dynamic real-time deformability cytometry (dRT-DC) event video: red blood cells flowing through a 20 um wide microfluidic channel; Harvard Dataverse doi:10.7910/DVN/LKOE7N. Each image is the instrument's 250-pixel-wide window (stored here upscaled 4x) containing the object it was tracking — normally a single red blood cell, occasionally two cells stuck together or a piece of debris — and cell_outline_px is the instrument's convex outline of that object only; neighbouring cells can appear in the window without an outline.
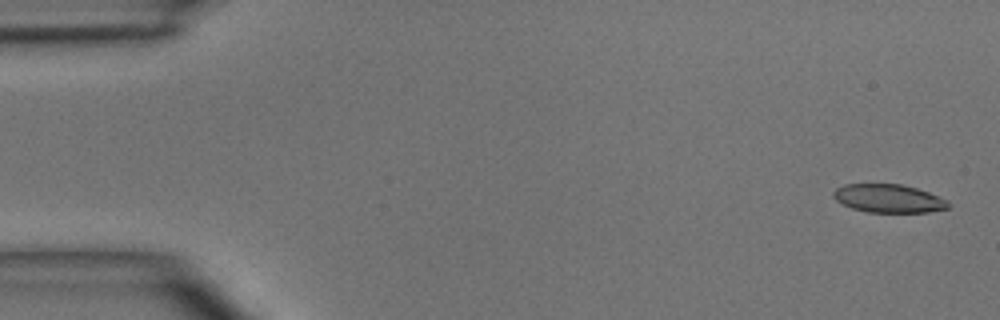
{"species": "common noctule bat (a hibernating species)", "species_latin": "Nyctalus noctula", "temperature_condition": "room temperature", "stored_images_in_passage": 6, "camera_frame_rate_fps": 3000, "um_per_image_px": 0.085, "animal": {"sex": "male", "body_mass_g": 15.6}, "frame": {"image": 1, "passage_image": 1, "time_ms": 0.0, "image_size_px": [1000, 320], "cell_outline_px": [[948, 208], [928, 212], [868, 212], [852, 208], [836, 200], [832, 196], [832, 192], [836, 188], [844, 184], [900, 184], [916, 188], [928, 192], [948, 200]], "centroid_in_image_um": [75.51, 16.86], "position_along_channel_um": 9.5, "area_um2": 18.84}}
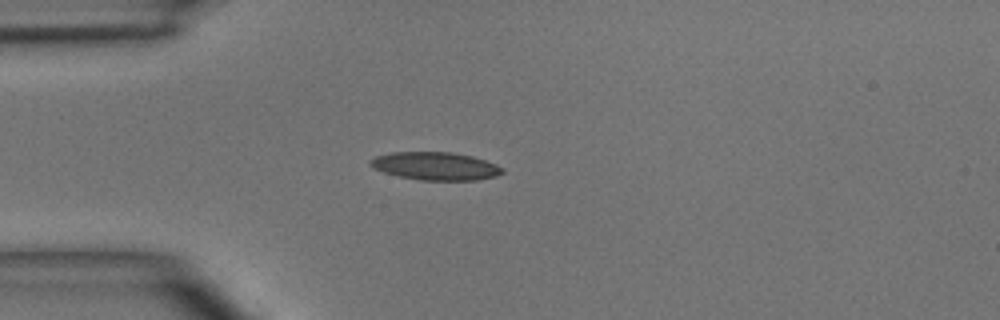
{"frame": {"image": 2, "passage_image": 4, "time_ms": 3.667, "image_size_px": [1000, 320], "cell_outline_px": [[504, 172], [496, 176], [476, 180], [420, 180], [400, 176], [384, 172], [372, 168], [368, 164], [368, 160], [376, 156], [392, 152], [448, 152], [472, 156], [496, 164], [504, 168]], "centroid_in_image_um": [36.99, 14.11], "position_along_channel_um": 48.0, "area_um2": 21.5}}